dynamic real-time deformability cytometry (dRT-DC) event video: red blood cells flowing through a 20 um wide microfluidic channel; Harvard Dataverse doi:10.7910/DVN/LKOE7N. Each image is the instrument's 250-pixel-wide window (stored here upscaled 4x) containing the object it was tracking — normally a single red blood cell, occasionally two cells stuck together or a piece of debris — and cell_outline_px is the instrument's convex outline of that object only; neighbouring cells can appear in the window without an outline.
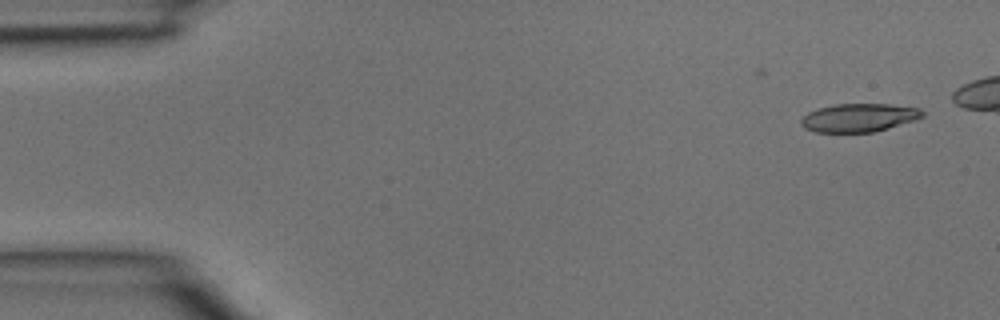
{"species": "common noctule bat (a hibernating species)", "species_latin": "Nyctalus noctula", "temperature_condition": "room temperature", "stored_images_in_passage": 8, "camera_frame_rate_fps": 3000, "um_per_image_px": 0.085, "animal": {"sex": "male", "body_mass_g": 15.6}, "frame": {"image": 1, "passage_image": 1, "time_ms": 0.0, "image_size_px": [1000, 320], "cell_outline_px": [[924, 116], [916, 120], [888, 128], [872, 132], [816, 132], [804, 128], [800, 124], [800, 120], [808, 112], [816, 108], [836, 104], [888, 104], [920, 108], [924, 112]], "centroid_in_image_um": [73.0, 10.0], "position_along_channel_um": 12.0, "area_um2": 20.11}}
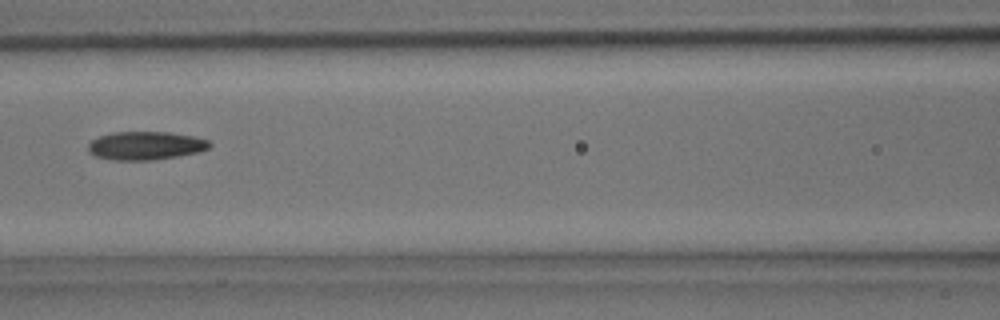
{"frame": {"image": 2, "passage_image": 8, "time_ms": 2.333, "image_size_px": [1000, 320], "cell_outline_px": [[212, 144], [208, 148], [200, 152], [152, 160], [112, 160], [96, 156], [88, 152], [88, 144], [92, 140], [100, 136], [112, 132], [172, 132], [192, 136], [208, 140]], "centroid_in_image_um": [12.37, 12.38], "position_along_channel_um": 154.2, "area_um2": 20.06}}